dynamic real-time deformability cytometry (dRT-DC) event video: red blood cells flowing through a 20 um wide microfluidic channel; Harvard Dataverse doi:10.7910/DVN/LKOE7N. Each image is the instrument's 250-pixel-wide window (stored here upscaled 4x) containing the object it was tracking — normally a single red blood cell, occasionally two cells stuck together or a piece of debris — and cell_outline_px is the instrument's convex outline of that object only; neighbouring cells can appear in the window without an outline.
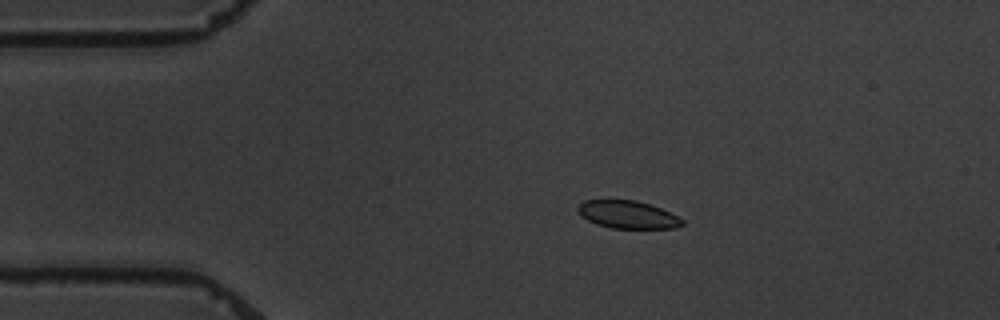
{"species": "common noctule bat (a hibernating species)", "species_latin": "Nyctalus noctula", "temperature_condition": "warm", "stored_images_in_passage": 7, "camera_frame_rate_fps": 3000, "um_per_image_px": 0.085, "animal": {"sex": "male", "body_mass_g": 19.5, "forearm_length_mm": 54.6}, "frame": {"image": 1, "passage_image": 3, "time_ms": 2.333, "image_size_px": [1000, 320], "cell_outline_px": [[684, 224], [676, 228], [612, 228], [596, 224], [580, 216], [576, 208], [584, 200], [636, 200], [660, 208], [684, 220]], "centroid_in_image_um": [53.32, 18.24], "position_along_channel_um": 31.7, "area_um2": 16.76}}
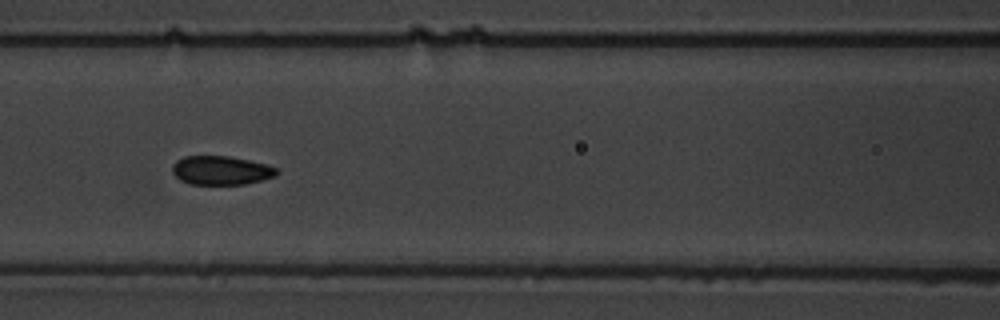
{"frame": {"image": 2, "passage_image": 6, "time_ms": 7.0, "image_size_px": [1000, 320], "cell_outline_px": [[280, 172], [276, 176], [244, 184], [188, 184], [180, 180], [172, 172], [172, 164], [176, 160], [184, 156], [228, 156], [268, 164], [276, 168]], "centroid_in_image_um": [18.78, 14.48], "position_along_channel_um": 147.8, "area_um2": 17.63}}
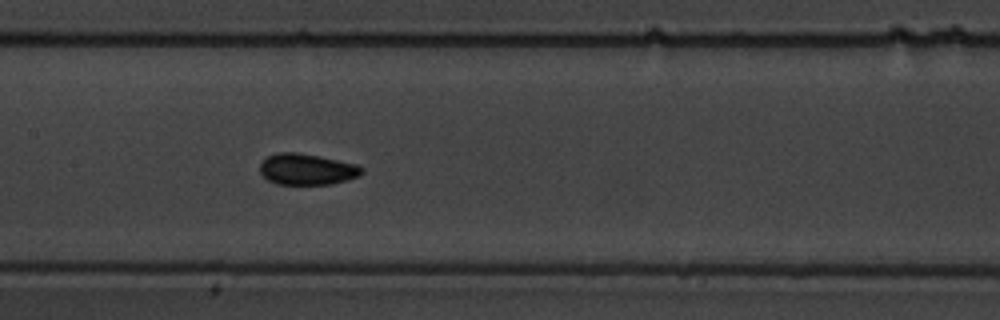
{"frame": {"image": 3, "passage_image": 7, "time_ms": 8.0, "image_size_px": [1000, 320], "cell_outline_px": [[364, 172], [360, 176], [332, 184], [276, 184], [268, 180], [260, 172], [260, 164], [268, 156], [280, 152], [296, 152], [320, 156], [356, 164], [364, 168]], "centroid_in_image_um": [26.11, 14.39], "position_along_channel_um": 181.3, "area_um2": 18.5}}